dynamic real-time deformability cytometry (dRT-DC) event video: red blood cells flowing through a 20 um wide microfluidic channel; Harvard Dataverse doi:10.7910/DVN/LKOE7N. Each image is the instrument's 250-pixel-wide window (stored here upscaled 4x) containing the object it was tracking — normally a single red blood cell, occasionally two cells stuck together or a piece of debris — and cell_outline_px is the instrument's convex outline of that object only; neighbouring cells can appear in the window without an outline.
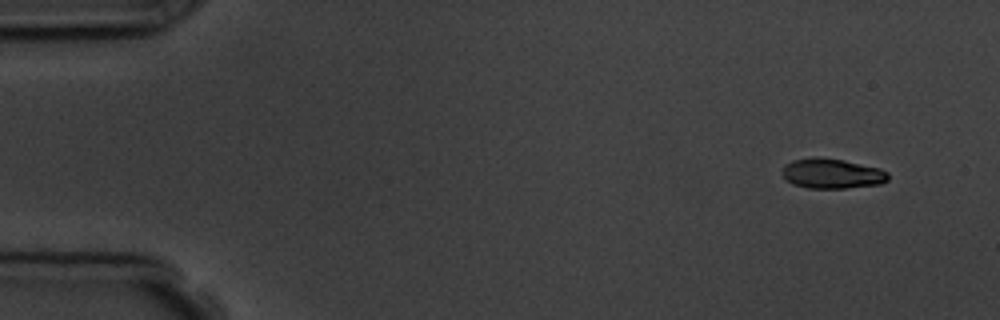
{"species": "common noctule bat (a hibernating species)", "species_latin": "Nyctalus noctula", "temperature_condition": "room temperature", "stored_images_in_passage": 8, "camera_frame_rate_fps": 3000, "um_per_image_px": 0.085, "animal": {"sex": "male", "body_mass_g": 19.5, "forearm_length_mm": 54.6}, "frame": {"image": 1, "passage_image": 2, "time_ms": 1.0, "image_size_px": [1000, 320], "cell_outline_px": [[888, 180], [880, 184], [844, 188], [808, 188], [792, 184], [784, 180], [784, 164], [792, 160], [816, 156], [844, 160], [880, 168], [888, 172]], "centroid_in_image_um": [70.71, 14.74], "position_along_channel_um": 14.3, "area_um2": 18.61}}
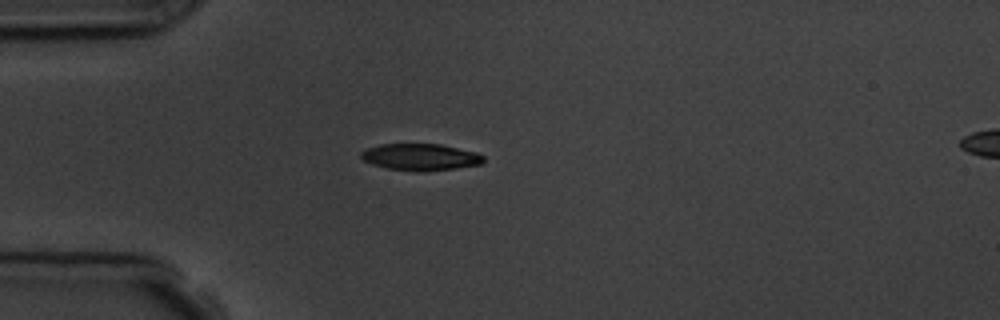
{"frame": {"image": 2, "passage_image": 5, "time_ms": 4.667, "image_size_px": [1000, 320], "cell_outline_px": [[484, 160], [480, 164], [456, 168], [388, 168], [372, 164], [364, 160], [360, 156], [360, 152], [368, 148], [380, 144], [440, 144], [476, 152], [484, 156]], "centroid_in_image_um": [35.73, 13.29], "position_along_channel_um": 49.3, "area_um2": 17.98}}
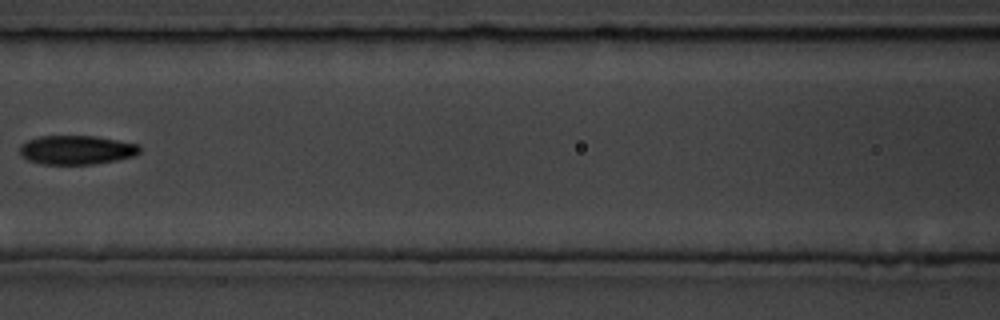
{"frame": {"image": 3, "passage_image": 8, "time_ms": 8.0, "image_size_px": [1000, 320], "cell_outline_px": [[140, 152], [132, 156], [116, 160], [92, 164], [44, 164], [28, 160], [20, 156], [20, 144], [28, 140], [40, 136], [96, 136], [140, 144]], "centroid_in_image_um": [6.5, 12.74], "position_along_channel_um": 160.1, "area_um2": 20.29}}